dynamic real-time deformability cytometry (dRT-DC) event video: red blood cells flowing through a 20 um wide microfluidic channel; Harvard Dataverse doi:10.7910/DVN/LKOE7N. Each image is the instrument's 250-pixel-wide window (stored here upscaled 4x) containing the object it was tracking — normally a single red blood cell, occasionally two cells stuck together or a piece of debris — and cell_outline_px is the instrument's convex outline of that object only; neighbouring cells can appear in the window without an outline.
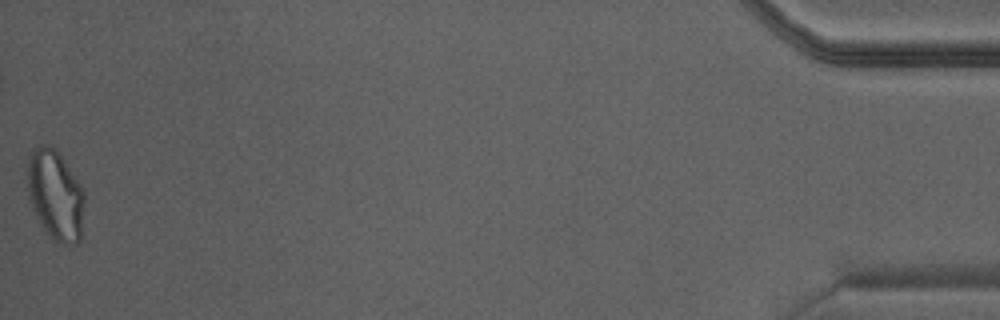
{"species": "Egyptian fruit bat (a non-hibernating species)", "species_latin": "Rousettus aegyptiacus", "temperature_condition": "warm", "stored_images_in_passage": 25, "camera_frame_rate_fps": 3000, "um_per_image_px": 0.085, "animal": {"sex": "male"}, "frame": {"image": 1, "passage_image": 25, "time_ms": 8.0, "image_size_px": [1000, 320], "cell_outline_px": [[84, 204], [80, 240], [76, 244], [60, 244], [52, 240], [48, 236], [40, 224], [32, 208], [28, 196], [28, 160], [32, 148], [40, 144], [48, 144], [56, 148], [60, 152], [80, 184], [84, 192]], "centroid_in_image_um": [4.7, 16.56], "position_along_channel_um": 430.5, "area_um2": 30.4}}